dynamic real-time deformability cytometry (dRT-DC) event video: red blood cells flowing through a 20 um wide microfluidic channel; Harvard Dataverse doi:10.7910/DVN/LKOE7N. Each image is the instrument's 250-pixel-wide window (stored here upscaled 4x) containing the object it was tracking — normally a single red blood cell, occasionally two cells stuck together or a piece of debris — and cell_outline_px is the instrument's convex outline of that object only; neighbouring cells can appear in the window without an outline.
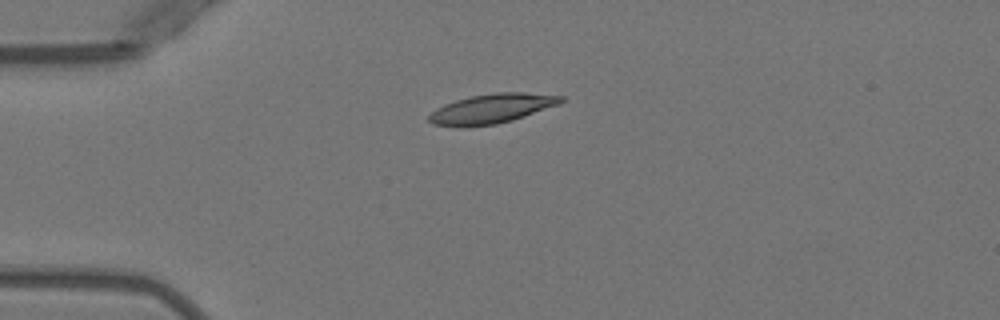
{"species": "Egyptian fruit bat (a non-hibernating species)", "species_latin": "Rousettus aegyptiacus", "temperature_condition": "warm", "stored_images_in_passage": 3, "camera_frame_rate_fps": 3000, "um_per_image_px": 0.085, "animal": {"sex": "female"}, "frame": {"image": 1, "passage_image": 1, "time_ms": 0.0, "image_size_px": [1000, 320], "cell_outline_px": [[564, 100], [560, 104], [512, 120], [496, 124], [460, 128], [432, 124], [428, 120], [428, 116], [436, 108], [444, 104], [456, 100], [472, 96], [496, 92], [524, 92], [564, 96]], "centroid_in_image_um": [41.78, 9.24], "position_along_channel_um": 43.2, "area_um2": 22.83}}
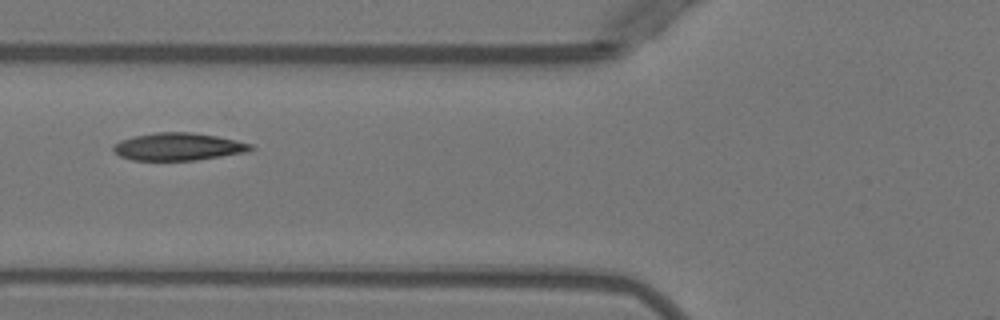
{"frame": {"image": 2, "passage_image": 3, "time_ms": 2.333, "image_size_px": [1000, 320], "cell_outline_px": [[256, 148], [248, 152], [196, 160], [132, 160], [120, 156], [112, 148], [112, 144], [120, 140], [136, 136], [156, 132], [192, 132], [216, 136], [236, 140], [252, 144]], "centroid_in_image_um": [15.18, 12.47], "position_along_channel_um": 110.6, "area_um2": 22.08}}